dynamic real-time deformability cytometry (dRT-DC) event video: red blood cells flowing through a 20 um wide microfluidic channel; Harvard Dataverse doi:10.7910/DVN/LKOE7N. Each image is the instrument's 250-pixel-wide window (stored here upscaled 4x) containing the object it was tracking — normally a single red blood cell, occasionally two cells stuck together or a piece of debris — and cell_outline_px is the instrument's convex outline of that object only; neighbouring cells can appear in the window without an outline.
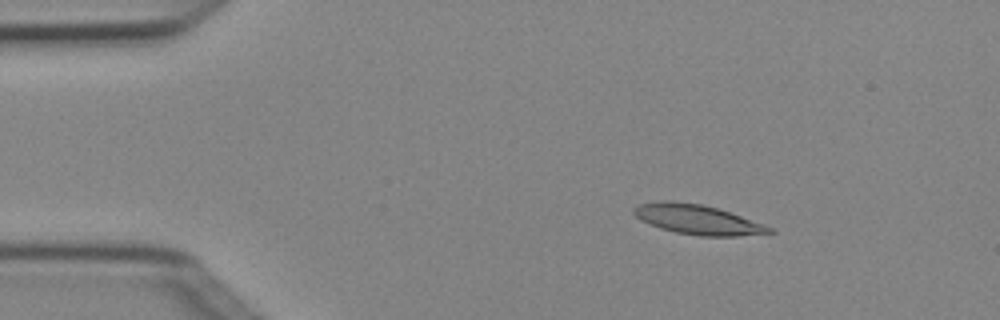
{"species": "Egyptian fruit bat (a non-hibernating species)", "species_latin": "Rousettus aegyptiacus", "temperature_condition": "cold", "stored_images_in_passage": 4, "camera_frame_rate_fps": 3000, "um_per_image_px": 0.085, "animal": {"sex": "female"}, "frame": {"image": 1, "passage_image": 2, "time_ms": 0.333, "image_size_px": [1000, 320], "cell_outline_px": [[776, 232], [736, 236], [700, 236], [676, 232], [660, 228], [648, 224], [640, 220], [632, 212], [632, 208], [640, 204], [664, 200], [668, 200], [700, 204], [716, 208], [764, 224], [772, 228]], "centroid_in_image_um": [59.25, 18.66], "position_along_channel_um": 25.8, "area_um2": 23.24}}
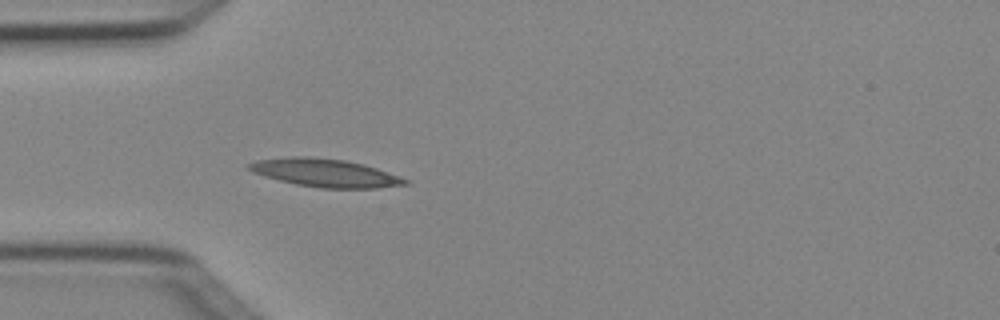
{"frame": {"image": 2, "passage_image": 4, "time_ms": 1.0, "image_size_px": [1000, 320], "cell_outline_px": [[408, 184], [376, 188], [320, 188], [296, 184], [264, 176], [252, 172], [244, 168], [248, 164], [256, 160], [292, 156], [304, 156], [344, 160], [364, 164], [400, 176], [408, 180]], "centroid_in_image_um": [27.6, 14.69], "position_along_channel_um": 57.4, "area_um2": 25.49}}